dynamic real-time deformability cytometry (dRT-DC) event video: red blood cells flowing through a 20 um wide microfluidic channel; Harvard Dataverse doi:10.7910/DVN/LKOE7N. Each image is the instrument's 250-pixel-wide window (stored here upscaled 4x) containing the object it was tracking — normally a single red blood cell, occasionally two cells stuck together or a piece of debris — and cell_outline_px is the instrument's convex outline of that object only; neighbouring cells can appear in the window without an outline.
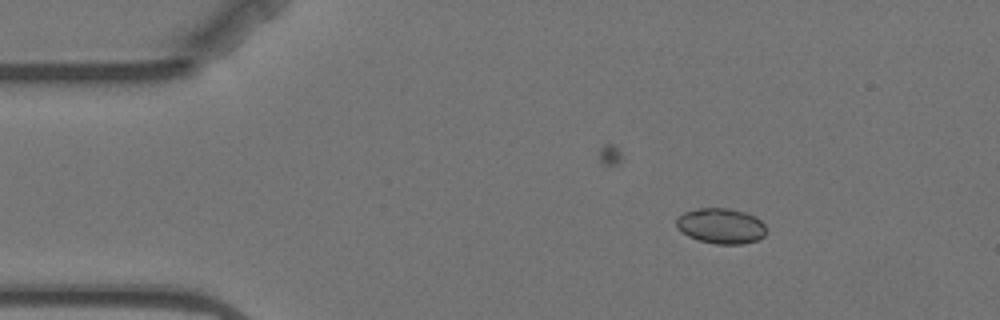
{"species": "Egyptian fruit bat (a non-hibernating species)", "species_latin": "Rousettus aegyptiacus", "temperature_condition": "warm", "stored_images_in_passage": 4, "camera_frame_rate_fps": 3000, "um_per_image_px": 0.085, "animal": {"sex": "female"}, "frame": {"image": 1, "passage_image": 1, "time_ms": 0.0, "image_size_px": [1000, 320], "cell_outline_px": [[768, 232], [764, 236], [756, 240], [740, 244], [716, 244], [700, 240], [688, 236], [676, 228], [676, 220], [684, 212], [696, 208], [728, 208], [748, 212], [756, 216], [764, 224]], "centroid_in_image_um": [61.3, 19.19], "position_along_channel_um": 23.7, "area_um2": 18.73}}
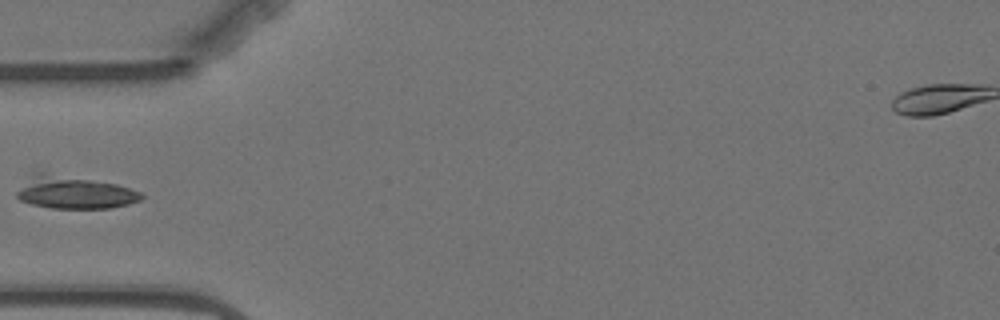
{"frame": {"image": 2, "passage_image": 4, "time_ms": 3.333, "image_size_px": [1000, 320], "cell_outline_px": [[144, 196], [140, 200], [128, 204], [112, 208], [52, 208], [32, 204], [20, 200], [16, 196], [16, 192], [36, 172], [40, 172], [116, 184], [140, 192]], "centroid_in_image_um": [6.34, 16.38], "position_along_channel_um": 78.7, "area_um2": 23.0}}